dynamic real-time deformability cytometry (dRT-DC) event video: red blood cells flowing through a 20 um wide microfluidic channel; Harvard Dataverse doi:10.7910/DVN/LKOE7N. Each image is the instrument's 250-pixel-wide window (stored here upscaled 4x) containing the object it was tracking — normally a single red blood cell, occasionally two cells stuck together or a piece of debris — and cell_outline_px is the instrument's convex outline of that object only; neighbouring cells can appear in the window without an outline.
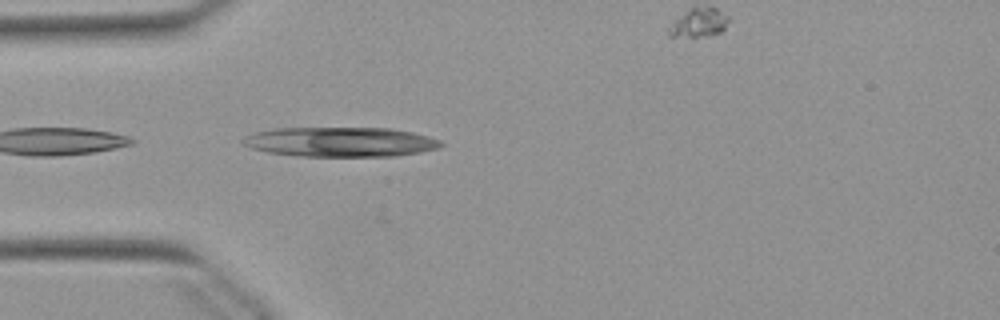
{"species": "Egyptian fruit bat (a non-hibernating species)", "species_latin": "Rousettus aegyptiacus", "temperature_condition": "warm", "stored_images_in_passage": 8, "camera_frame_rate_fps": 3000, "um_per_image_px": 0.085, "animal": {"sex": "female"}, "frame": {"image": 1, "passage_image": 1, "time_ms": 0.0, "image_size_px": [1000, 320], "cell_outline_px": [[444, 144], [440, 148], [420, 152], [392, 156], [296, 156], [268, 152], [252, 148], [244, 144], [240, 140], [244, 136], [256, 132], [276, 128], [388, 128], [412, 132], [428, 136], [440, 140]], "centroid_in_image_um": [28.94, 12.06], "position_along_channel_um": 56.1, "area_um2": 34.22}}
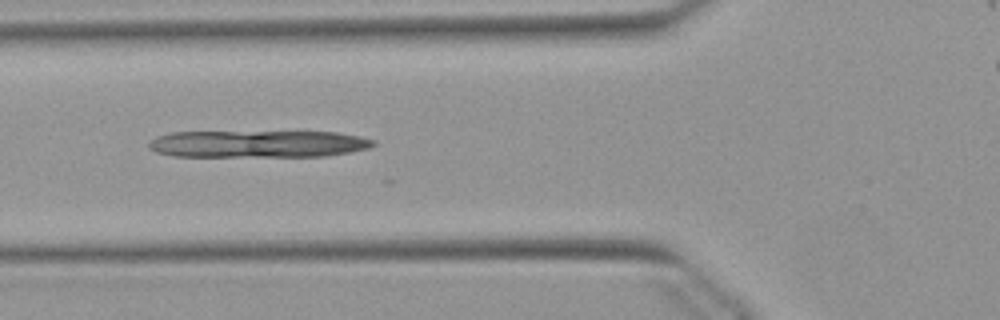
{"frame": {"image": 2, "passage_image": 5, "time_ms": 1.333, "image_size_px": [1000, 320], "cell_outline_px": [[376, 144], [368, 148], [348, 152], [324, 156], [172, 156], [156, 152], [148, 148], [148, 144], [156, 136], [172, 132], [336, 132], [360, 136], [376, 140]], "centroid_in_image_um": [21.92, 12.23], "position_along_channel_um": 103.9, "area_um2": 35.43}}
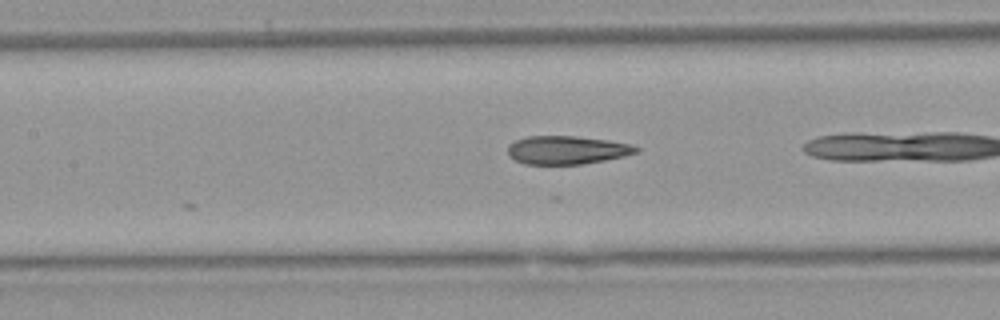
{"frame": {"image": 3, "passage_image": 7, "time_ms": 2.0, "image_size_px": [1000, 320], "cell_outline_px": [[640, 152], [624, 156], [604, 160], [580, 164], [524, 164], [508, 156], [508, 144], [516, 140], [528, 136], [576, 136], [608, 140], [632, 144], [640, 148]], "centroid_in_image_um": [48.2, 12.75], "position_along_channel_um": 159.2, "area_um2": 21.27}}